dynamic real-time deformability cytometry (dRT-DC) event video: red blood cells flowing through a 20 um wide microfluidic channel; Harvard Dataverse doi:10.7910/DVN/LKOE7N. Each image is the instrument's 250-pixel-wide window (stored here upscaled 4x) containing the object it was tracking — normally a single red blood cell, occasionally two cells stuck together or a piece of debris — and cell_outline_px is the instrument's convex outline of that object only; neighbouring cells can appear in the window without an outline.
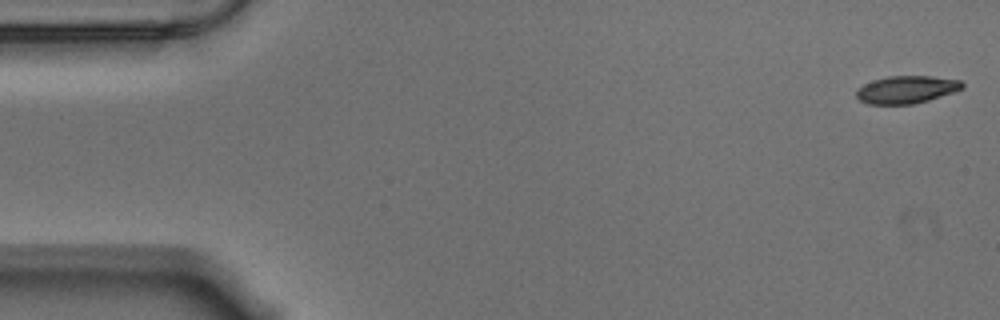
{"species": "Egyptian fruit bat (a non-hibernating species)", "species_latin": "Rousettus aegyptiacus", "temperature_condition": "warm", "stored_images_in_passage": 56, "camera_frame_rate_fps": 3000, "um_per_image_px": 0.085, "animal": {"sex": "male"}, "frame": {"image": 1, "passage_image": 1, "time_ms": 0.0, "image_size_px": [1000, 320], "cell_outline_px": [[964, 88], [928, 100], [912, 104], [868, 104], [860, 100], [856, 96], [856, 88], [872, 80], [888, 76], [932, 76], [960, 80], [964, 84]], "centroid_in_image_um": [77.02, 7.6], "position_along_channel_um": 8.0, "area_um2": 16.99}}
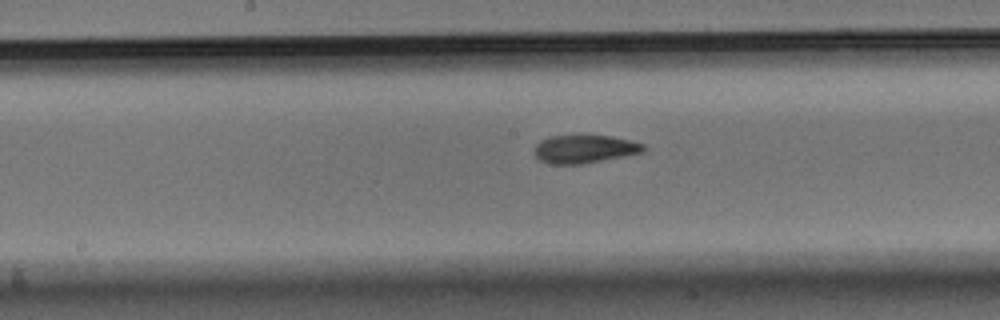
{"frame": {"image": 2, "passage_image": 28, "time_ms": 9.0, "image_size_px": [1000, 320], "cell_outline_px": [[648, 148], [644, 152], [628, 156], [584, 164], [548, 164], [540, 160], [532, 152], [536, 144], [540, 140], [552, 136], [612, 136], [644, 144]], "centroid_in_image_um": [49.7, 12.69], "position_along_channel_um": 198.5, "area_um2": 18.15}}
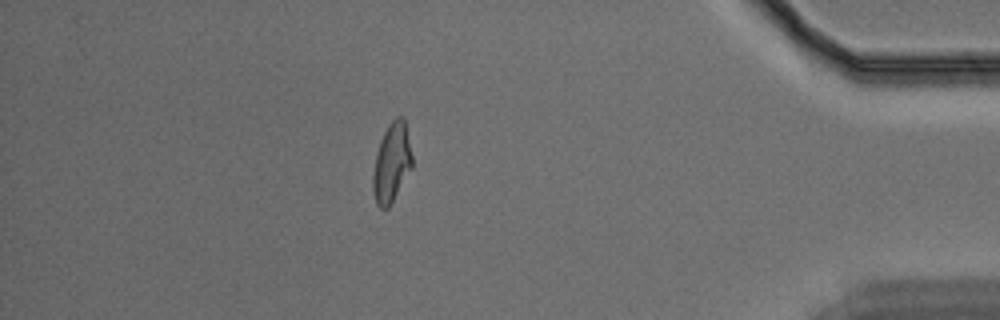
{"frame": {"image": 3, "passage_image": 49, "time_ms": 16.0, "image_size_px": [1000, 320], "cell_outline_px": [[412, 168], [388, 208], [380, 208], [376, 204], [372, 188], [372, 176], [376, 152], [380, 140], [388, 124], [396, 116], [404, 116], [412, 156]], "centroid_in_image_um": [33.28, 13.81], "position_along_channel_um": 401.9, "area_um2": 18.15}, "authors_computed_cell_mechanics": {"area_um2": 18.1492, "velocity_mm_per_s": 3.5376, "shape_relaxation_time_tau1_ms": 8.3437, "shape_relaxation_time_tau2_ms": 2.2748, "deformation_change_tau1": 0.2392, "deformation_change_tau2": 0.0808}}